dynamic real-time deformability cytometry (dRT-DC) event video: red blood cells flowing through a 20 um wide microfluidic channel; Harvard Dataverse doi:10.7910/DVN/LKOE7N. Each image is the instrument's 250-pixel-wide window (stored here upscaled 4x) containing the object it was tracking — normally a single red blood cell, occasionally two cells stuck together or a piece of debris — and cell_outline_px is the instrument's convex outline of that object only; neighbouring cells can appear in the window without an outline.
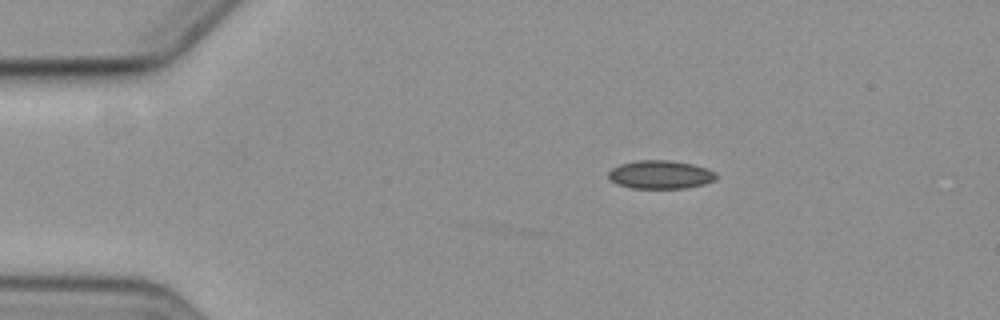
{"species": "common noctule bat (a hibernating species)", "species_latin": "Nyctalus noctula", "temperature_condition": "cold", "stored_images_in_passage": 3, "camera_frame_rate_fps": 3000, "um_per_image_px": 0.085, "animal": {"sex": "female", "body_mass_g": 19.3, "forearm_length_mm": 54.1}, "frame": {"image": 1, "passage_image": 1, "time_ms": 0.0, "image_size_px": [1000, 320], "cell_outline_px": [[716, 180], [704, 184], [684, 188], [632, 188], [616, 184], [608, 176], [608, 172], [612, 168], [620, 164], [636, 160], [668, 160], [692, 164], [708, 168], [716, 172]], "centroid_in_image_um": [56.14, 14.84], "position_along_channel_um": 28.9, "area_um2": 17.86}}